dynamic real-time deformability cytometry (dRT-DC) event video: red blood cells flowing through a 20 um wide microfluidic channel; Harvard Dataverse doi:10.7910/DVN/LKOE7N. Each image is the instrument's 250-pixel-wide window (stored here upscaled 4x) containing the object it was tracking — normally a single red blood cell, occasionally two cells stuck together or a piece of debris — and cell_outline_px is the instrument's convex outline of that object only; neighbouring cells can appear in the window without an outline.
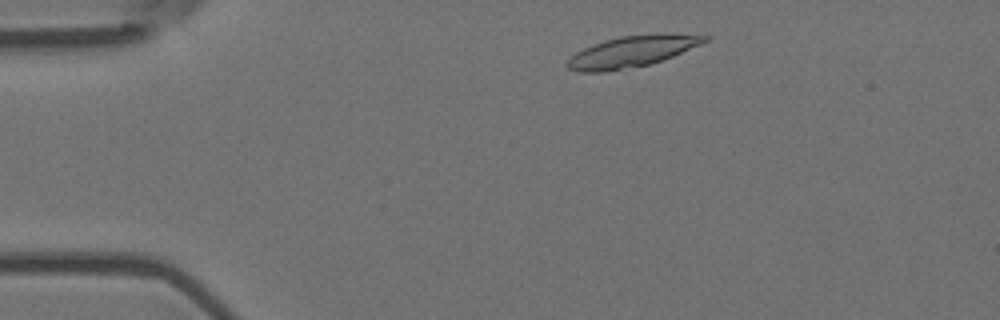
{"species": "Egyptian fruit bat (a non-hibernating species)", "species_latin": "Rousettus aegyptiacus", "temperature_condition": "room temperature", "stored_images_in_passage": 49, "camera_frame_rate_fps": 3000, "um_per_image_px": 0.085, "animal": {"sex": "female"}, "frame": {"image": 1, "passage_image": 4, "time_ms": 1.0, "image_size_px": [1000, 320], "cell_outline_px": [[708, 40], [700, 44], [664, 60], [648, 64], [604, 72], [580, 72], [568, 68], [564, 64], [576, 52], [584, 48], [604, 40], [620, 36], [660, 32], [672, 32], [708, 36]], "centroid_in_image_um": [53.73, 4.35], "position_along_channel_um": 31.3, "area_um2": 25.09}}
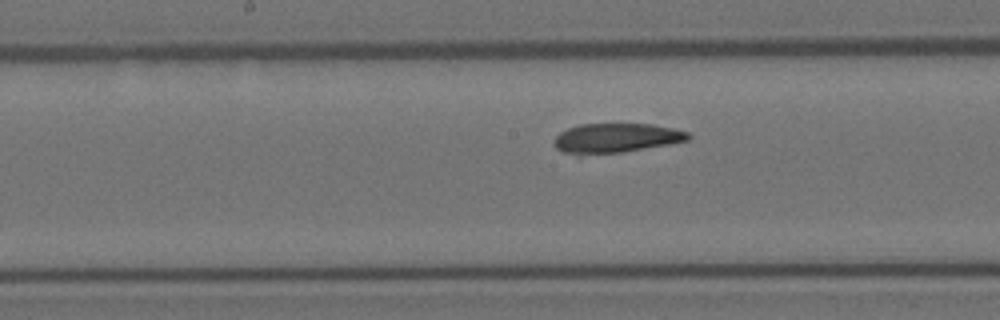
{"frame": {"image": 2, "passage_image": 22, "time_ms": 7.0, "image_size_px": [1000, 320], "cell_outline_px": [[692, 136], [688, 140], [668, 144], [624, 152], [580, 156], [576, 156], [564, 152], [556, 148], [552, 144], [556, 136], [560, 132], [568, 128], [580, 124], [652, 124], [672, 128], [688, 132]], "centroid_in_image_um": [52.3, 11.75], "position_along_channel_um": 195.9, "area_um2": 23.29}}
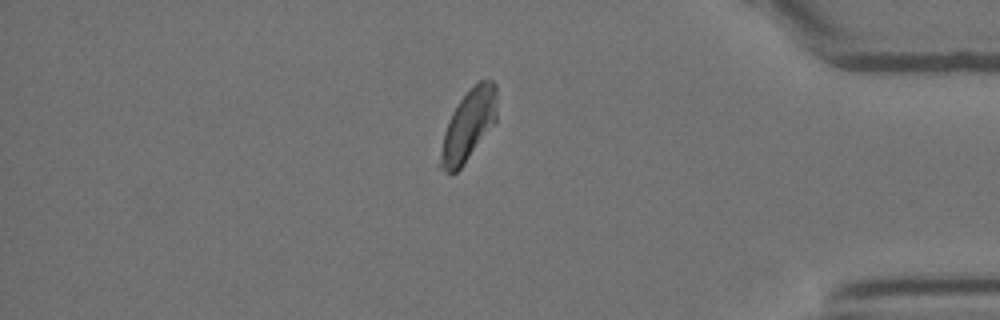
{"frame": {"image": 3, "passage_image": 41, "time_ms": 13.333, "image_size_px": [1000, 320], "cell_outline_px": [[496, 120], [464, 164], [456, 172], [448, 172], [440, 168], [436, 164], [444, 132], [448, 120], [452, 112], [460, 100], [480, 80], [492, 80], [496, 84]], "centroid_in_image_um": [39.77, 10.69], "position_along_channel_um": 395.4, "area_um2": 23.12}, "authors_computed_cell_mechanics": {"area_um2": 24.1604, "velocity_mm_per_s": 3.6194, "shape_relaxation_time_tau1_ms": 9.1666, "shape_relaxation_time_tau2_ms": 4.8597, "deformation_change_tau1": 0.1865, "deformation_change_tau2": 0.0987}}